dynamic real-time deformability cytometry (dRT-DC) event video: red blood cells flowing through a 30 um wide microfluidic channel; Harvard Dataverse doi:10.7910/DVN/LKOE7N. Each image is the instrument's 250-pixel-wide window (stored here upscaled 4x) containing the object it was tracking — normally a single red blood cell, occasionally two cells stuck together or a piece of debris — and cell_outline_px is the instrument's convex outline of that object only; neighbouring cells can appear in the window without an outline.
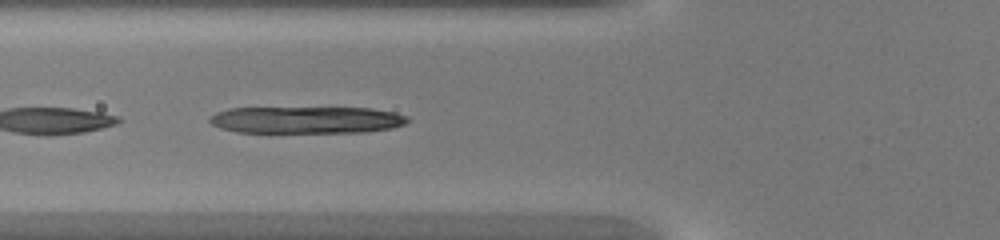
{"species": "common noctule bat (a hibernating species)", "species_latin": "Nyctalus noctula", "temperature_condition": "warm", "stored_images_in_passage": 26, "camera_frame_rate_fps": 3000, "um_per_image_px": 0.085, "animal": {"sex": "female", "body_mass_g": 20.0, "forearm_length_mm": 54.0}, "frame": {"image": 1, "passage_image": 4, "time_ms": 1.0, "image_size_px": [1000, 240], "cell_outline_px": [[408, 120], [404, 124], [392, 128], [368, 132], [236, 132], [220, 128], [212, 124], [208, 120], [216, 112], [228, 108], [372, 108], [396, 112], [408, 116]], "centroid_in_image_um": [26.07, 10.19], "position_along_channel_um": 99.7, "area_um2": 31.15}}
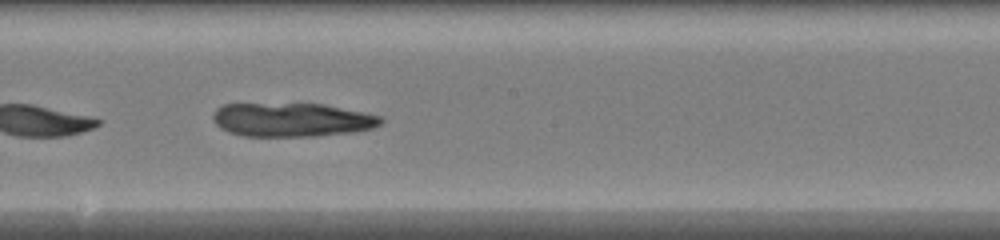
{"frame": {"image": 2, "passage_image": 12, "time_ms": 3.667, "image_size_px": [1000, 240], "cell_outline_px": [[384, 120], [380, 124], [372, 128], [352, 132], [316, 136], [244, 136], [228, 132], [220, 128], [212, 120], [212, 116], [216, 108], [224, 104], [324, 104], [384, 116]], "centroid_in_image_um": [24.81, 10.18], "position_along_channel_um": 223.4, "area_um2": 33.18}}